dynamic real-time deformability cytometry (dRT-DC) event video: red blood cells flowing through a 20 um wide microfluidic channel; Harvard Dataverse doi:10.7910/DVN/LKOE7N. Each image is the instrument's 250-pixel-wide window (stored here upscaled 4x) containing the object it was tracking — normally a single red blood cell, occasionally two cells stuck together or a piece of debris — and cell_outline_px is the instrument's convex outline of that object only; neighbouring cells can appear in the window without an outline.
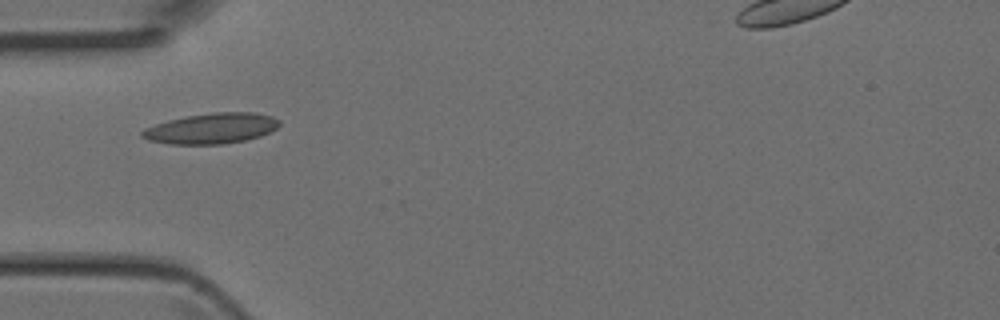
{"species": "Egyptian fruit bat (a non-hibernating species)", "species_latin": "Rousettus aegyptiacus", "temperature_condition": "room temperature", "stored_images_in_passage": 1, "camera_frame_rate_fps": 3000, "um_per_image_px": 0.085, "animal": {"sex": "female"}, "frame": {"image": 1, "passage_image": 1, "time_ms": 0.0, "image_size_px": [1000, 320], "cell_outline_px": [[280, 124], [276, 128], [260, 136], [244, 140], [224, 144], [172, 144], [148, 140], [140, 136], [140, 132], [144, 128], [168, 120], [184, 116], [212, 112], [256, 112], [272, 116], [280, 120]], "centroid_in_image_um": [17.96, 10.9], "position_along_channel_um": 67.0, "area_um2": 24.51}}